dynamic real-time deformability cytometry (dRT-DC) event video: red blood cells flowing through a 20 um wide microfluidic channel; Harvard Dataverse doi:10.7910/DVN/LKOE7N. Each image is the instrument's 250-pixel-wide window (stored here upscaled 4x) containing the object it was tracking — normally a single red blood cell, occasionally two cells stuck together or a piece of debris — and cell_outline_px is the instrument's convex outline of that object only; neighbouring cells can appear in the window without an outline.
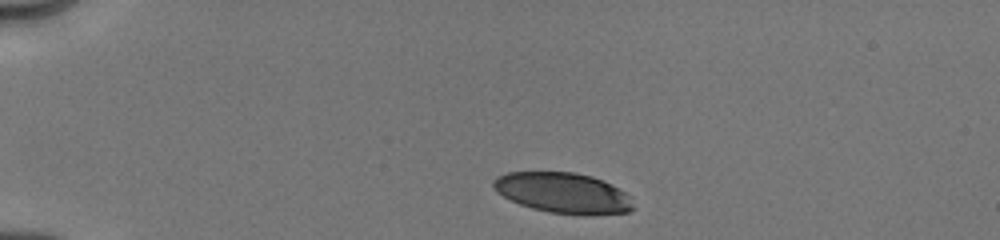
{"species": "human", "species_latin": "Homo sapiens", "temperature_condition": "cold", "stored_images_in_passage": 7, "camera_frame_rate_fps": 3000, "um_per_image_px": 0.085, "donor": {"sex": "male"}, "frame": {"image": 1, "passage_image": 1, "time_ms": 0.0, "image_size_px": [1000, 240], "cell_outline_px": [[636, 208], [628, 212], [548, 212], [532, 208], [520, 204], [496, 192], [492, 184], [492, 180], [496, 176], [508, 172], [572, 172], [592, 176], [604, 180], [612, 184], [624, 192], [628, 196]], "centroid_in_image_um": [47.8, 16.34], "position_along_channel_um": 37.2, "area_um2": 32.14}}
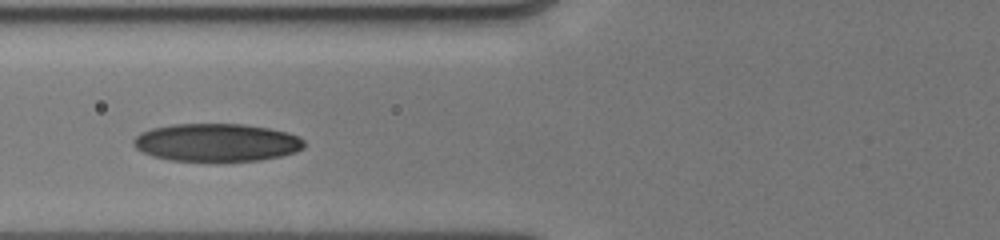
{"frame": {"image": 2, "passage_image": 5, "time_ms": 3.333, "image_size_px": [1000, 240], "cell_outline_px": [[304, 148], [296, 152], [280, 156], [260, 160], [172, 160], [152, 156], [136, 148], [132, 144], [132, 140], [140, 132], [152, 128], [172, 124], [244, 124], [268, 128], [284, 132], [296, 136], [304, 140]], "centroid_in_image_um": [18.38, 12.1], "position_along_channel_um": 107.4, "area_um2": 37.34}}
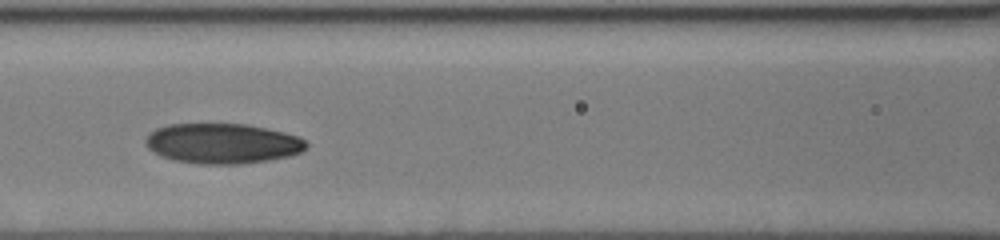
{"frame": {"image": 3, "passage_image": 6, "time_ms": 4.333, "image_size_px": [1000, 240], "cell_outline_px": [[308, 148], [300, 152], [288, 156], [268, 160], [240, 164], [200, 164], [172, 160], [160, 156], [148, 148], [144, 144], [144, 140], [156, 128], [168, 124], [248, 124], [284, 132], [300, 136], [308, 140]], "centroid_in_image_um": [18.93, 12.19], "position_along_channel_um": 147.7, "area_um2": 37.92}}